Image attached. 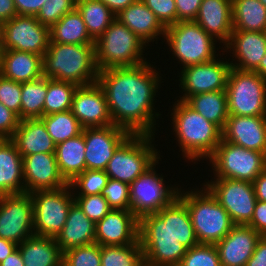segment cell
I'll list each match as a JSON object with an SVG mask.
<instances>
[{"label": "cell", "instance_id": "cell-30", "mask_svg": "<svg viewBox=\"0 0 266 266\" xmlns=\"http://www.w3.org/2000/svg\"><path fill=\"white\" fill-rule=\"evenodd\" d=\"M18 249L25 266H58L63 261L55 238L32 235L23 240Z\"/></svg>", "mask_w": 266, "mask_h": 266}, {"label": "cell", "instance_id": "cell-24", "mask_svg": "<svg viewBox=\"0 0 266 266\" xmlns=\"http://www.w3.org/2000/svg\"><path fill=\"white\" fill-rule=\"evenodd\" d=\"M195 22L226 45L233 31L232 0H202Z\"/></svg>", "mask_w": 266, "mask_h": 266}, {"label": "cell", "instance_id": "cell-12", "mask_svg": "<svg viewBox=\"0 0 266 266\" xmlns=\"http://www.w3.org/2000/svg\"><path fill=\"white\" fill-rule=\"evenodd\" d=\"M158 161L130 184V210L138 219L157 213L178 196L179 186L166 187L162 174L156 173Z\"/></svg>", "mask_w": 266, "mask_h": 266}, {"label": "cell", "instance_id": "cell-31", "mask_svg": "<svg viewBox=\"0 0 266 266\" xmlns=\"http://www.w3.org/2000/svg\"><path fill=\"white\" fill-rule=\"evenodd\" d=\"M55 155L61 175L70 183L77 175L86 170L83 131L81 134L57 144Z\"/></svg>", "mask_w": 266, "mask_h": 266}, {"label": "cell", "instance_id": "cell-57", "mask_svg": "<svg viewBox=\"0 0 266 266\" xmlns=\"http://www.w3.org/2000/svg\"><path fill=\"white\" fill-rule=\"evenodd\" d=\"M18 248V244L0 238V262L3 261L7 256L14 252Z\"/></svg>", "mask_w": 266, "mask_h": 266}, {"label": "cell", "instance_id": "cell-34", "mask_svg": "<svg viewBox=\"0 0 266 266\" xmlns=\"http://www.w3.org/2000/svg\"><path fill=\"white\" fill-rule=\"evenodd\" d=\"M233 30L263 32L266 7L259 0H232Z\"/></svg>", "mask_w": 266, "mask_h": 266}, {"label": "cell", "instance_id": "cell-48", "mask_svg": "<svg viewBox=\"0 0 266 266\" xmlns=\"http://www.w3.org/2000/svg\"><path fill=\"white\" fill-rule=\"evenodd\" d=\"M167 28L177 23L175 0H141Z\"/></svg>", "mask_w": 266, "mask_h": 266}, {"label": "cell", "instance_id": "cell-10", "mask_svg": "<svg viewBox=\"0 0 266 266\" xmlns=\"http://www.w3.org/2000/svg\"><path fill=\"white\" fill-rule=\"evenodd\" d=\"M208 160L214 167L216 178L251 183L266 168V155L263 152L248 150L223 139Z\"/></svg>", "mask_w": 266, "mask_h": 266}, {"label": "cell", "instance_id": "cell-14", "mask_svg": "<svg viewBox=\"0 0 266 266\" xmlns=\"http://www.w3.org/2000/svg\"><path fill=\"white\" fill-rule=\"evenodd\" d=\"M204 185L228 212L234 225H248L250 223L257 202L253 183L216 178Z\"/></svg>", "mask_w": 266, "mask_h": 266}, {"label": "cell", "instance_id": "cell-4", "mask_svg": "<svg viewBox=\"0 0 266 266\" xmlns=\"http://www.w3.org/2000/svg\"><path fill=\"white\" fill-rule=\"evenodd\" d=\"M173 106L170 118L183 157L192 162L208 159L221 142L222 130L184 101L177 100Z\"/></svg>", "mask_w": 266, "mask_h": 266}, {"label": "cell", "instance_id": "cell-21", "mask_svg": "<svg viewBox=\"0 0 266 266\" xmlns=\"http://www.w3.org/2000/svg\"><path fill=\"white\" fill-rule=\"evenodd\" d=\"M222 139L266 155V115H229L222 130Z\"/></svg>", "mask_w": 266, "mask_h": 266}, {"label": "cell", "instance_id": "cell-5", "mask_svg": "<svg viewBox=\"0 0 266 266\" xmlns=\"http://www.w3.org/2000/svg\"><path fill=\"white\" fill-rule=\"evenodd\" d=\"M183 191L179 188L178 197L187 206L198 243L216 244L223 239L234 224L217 198L205 185L202 190Z\"/></svg>", "mask_w": 266, "mask_h": 266}, {"label": "cell", "instance_id": "cell-63", "mask_svg": "<svg viewBox=\"0 0 266 266\" xmlns=\"http://www.w3.org/2000/svg\"><path fill=\"white\" fill-rule=\"evenodd\" d=\"M1 38H0V60H1Z\"/></svg>", "mask_w": 266, "mask_h": 266}, {"label": "cell", "instance_id": "cell-18", "mask_svg": "<svg viewBox=\"0 0 266 266\" xmlns=\"http://www.w3.org/2000/svg\"><path fill=\"white\" fill-rule=\"evenodd\" d=\"M71 111L83 128L106 127L113 124L106 96L98 82L77 87Z\"/></svg>", "mask_w": 266, "mask_h": 266}, {"label": "cell", "instance_id": "cell-46", "mask_svg": "<svg viewBox=\"0 0 266 266\" xmlns=\"http://www.w3.org/2000/svg\"><path fill=\"white\" fill-rule=\"evenodd\" d=\"M74 200L83 213L95 224L111 210L108 201L102 194L74 196Z\"/></svg>", "mask_w": 266, "mask_h": 266}, {"label": "cell", "instance_id": "cell-60", "mask_svg": "<svg viewBox=\"0 0 266 266\" xmlns=\"http://www.w3.org/2000/svg\"><path fill=\"white\" fill-rule=\"evenodd\" d=\"M266 7V0H259Z\"/></svg>", "mask_w": 266, "mask_h": 266}, {"label": "cell", "instance_id": "cell-47", "mask_svg": "<svg viewBox=\"0 0 266 266\" xmlns=\"http://www.w3.org/2000/svg\"><path fill=\"white\" fill-rule=\"evenodd\" d=\"M0 102L20 118L21 83L7 79L0 74Z\"/></svg>", "mask_w": 266, "mask_h": 266}, {"label": "cell", "instance_id": "cell-53", "mask_svg": "<svg viewBox=\"0 0 266 266\" xmlns=\"http://www.w3.org/2000/svg\"><path fill=\"white\" fill-rule=\"evenodd\" d=\"M246 266H266V236L257 241L255 250Z\"/></svg>", "mask_w": 266, "mask_h": 266}, {"label": "cell", "instance_id": "cell-28", "mask_svg": "<svg viewBox=\"0 0 266 266\" xmlns=\"http://www.w3.org/2000/svg\"><path fill=\"white\" fill-rule=\"evenodd\" d=\"M22 158L11 139H0V196L25 193Z\"/></svg>", "mask_w": 266, "mask_h": 266}, {"label": "cell", "instance_id": "cell-50", "mask_svg": "<svg viewBox=\"0 0 266 266\" xmlns=\"http://www.w3.org/2000/svg\"><path fill=\"white\" fill-rule=\"evenodd\" d=\"M202 0H175L177 22L195 21Z\"/></svg>", "mask_w": 266, "mask_h": 266}, {"label": "cell", "instance_id": "cell-38", "mask_svg": "<svg viewBox=\"0 0 266 266\" xmlns=\"http://www.w3.org/2000/svg\"><path fill=\"white\" fill-rule=\"evenodd\" d=\"M48 134L57 145L82 133L83 127L71 110L52 113L40 118Z\"/></svg>", "mask_w": 266, "mask_h": 266}, {"label": "cell", "instance_id": "cell-23", "mask_svg": "<svg viewBox=\"0 0 266 266\" xmlns=\"http://www.w3.org/2000/svg\"><path fill=\"white\" fill-rule=\"evenodd\" d=\"M224 47L226 51H233V60L237 59L238 63L230 61L231 67L255 71L266 54V39L263 32L233 30Z\"/></svg>", "mask_w": 266, "mask_h": 266}, {"label": "cell", "instance_id": "cell-7", "mask_svg": "<svg viewBox=\"0 0 266 266\" xmlns=\"http://www.w3.org/2000/svg\"><path fill=\"white\" fill-rule=\"evenodd\" d=\"M153 139V140H152ZM153 135L131 134L114 152L105 169L110 179L129 185L158 159Z\"/></svg>", "mask_w": 266, "mask_h": 266}, {"label": "cell", "instance_id": "cell-41", "mask_svg": "<svg viewBox=\"0 0 266 266\" xmlns=\"http://www.w3.org/2000/svg\"><path fill=\"white\" fill-rule=\"evenodd\" d=\"M108 179L105 170L86 169L77 175L69 185L72 189L80 190L77 191V194L73 193L74 196L101 194Z\"/></svg>", "mask_w": 266, "mask_h": 266}, {"label": "cell", "instance_id": "cell-9", "mask_svg": "<svg viewBox=\"0 0 266 266\" xmlns=\"http://www.w3.org/2000/svg\"><path fill=\"white\" fill-rule=\"evenodd\" d=\"M226 92L229 115H266V81L255 71L231 67Z\"/></svg>", "mask_w": 266, "mask_h": 266}, {"label": "cell", "instance_id": "cell-59", "mask_svg": "<svg viewBox=\"0 0 266 266\" xmlns=\"http://www.w3.org/2000/svg\"><path fill=\"white\" fill-rule=\"evenodd\" d=\"M266 81V54L260 61L259 67L255 70Z\"/></svg>", "mask_w": 266, "mask_h": 266}, {"label": "cell", "instance_id": "cell-49", "mask_svg": "<svg viewBox=\"0 0 266 266\" xmlns=\"http://www.w3.org/2000/svg\"><path fill=\"white\" fill-rule=\"evenodd\" d=\"M20 121L15 112L0 102V139H11Z\"/></svg>", "mask_w": 266, "mask_h": 266}, {"label": "cell", "instance_id": "cell-40", "mask_svg": "<svg viewBox=\"0 0 266 266\" xmlns=\"http://www.w3.org/2000/svg\"><path fill=\"white\" fill-rule=\"evenodd\" d=\"M101 266H145L139 239L129 245L101 246Z\"/></svg>", "mask_w": 266, "mask_h": 266}, {"label": "cell", "instance_id": "cell-32", "mask_svg": "<svg viewBox=\"0 0 266 266\" xmlns=\"http://www.w3.org/2000/svg\"><path fill=\"white\" fill-rule=\"evenodd\" d=\"M184 102L221 130L224 129L229 116L226 90L192 95Z\"/></svg>", "mask_w": 266, "mask_h": 266}, {"label": "cell", "instance_id": "cell-52", "mask_svg": "<svg viewBox=\"0 0 266 266\" xmlns=\"http://www.w3.org/2000/svg\"><path fill=\"white\" fill-rule=\"evenodd\" d=\"M46 0H14L17 15L36 16Z\"/></svg>", "mask_w": 266, "mask_h": 266}, {"label": "cell", "instance_id": "cell-29", "mask_svg": "<svg viewBox=\"0 0 266 266\" xmlns=\"http://www.w3.org/2000/svg\"><path fill=\"white\" fill-rule=\"evenodd\" d=\"M11 140L22 157L36 153H55L56 144L41 119L21 120Z\"/></svg>", "mask_w": 266, "mask_h": 266}, {"label": "cell", "instance_id": "cell-26", "mask_svg": "<svg viewBox=\"0 0 266 266\" xmlns=\"http://www.w3.org/2000/svg\"><path fill=\"white\" fill-rule=\"evenodd\" d=\"M116 19L126 25L146 45L157 40L160 35L165 38L166 28L141 0H136L122 10L116 15Z\"/></svg>", "mask_w": 266, "mask_h": 266}, {"label": "cell", "instance_id": "cell-8", "mask_svg": "<svg viewBox=\"0 0 266 266\" xmlns=\"http://www.w3.org/2000/svg\"><path fill=\"white\" fill-rule=\"evenodd\" d=\"M165 40L183 68L211 61L216 55L215 38L195 21L177 22L166 28Z\"/></svg>", "mask_w": 266, "mask_h": 266}, {"label": "cell", "instance_id": "cell-61", "mask_svg": "<svg viewBox=\"0 0 266 266\" xmlns=\"http://www.w3.org/2000/svg\"><path fill=\"white\" fill-rule=\"evenodd\" d=\"M58 266H67L63 261Z\"/></svg>", "mask_w": 266, "mask_h": 266}, {"label": "cell", "instance_id": "cell-43", "mask_svg": "<svg viewBox=\"0 0 266 266\" xmlns=\"http://www.w3.org/2000/svg\"><path fill=\"white\" fill-rule=\"evenodd\" d=\"M63 262L67 266H101V245L92 243L63 252Z\"/></svg>", "mask_w": 266, "mask_h": 266}, {"label": "cell", "instance_id": "cell-36", "mask_svg": "<svg viewBox=\"0 0 266 266\" xmlns=\"http://www.w3.org/2000/svg\"><path fill=\"white\" fill-rule=\"evenodd\" d=\"M47 77L21 83L20 120L40 119L43 117Z\"/></svg>", "mask_w": 266, "mask_h": 266}, {"label": "cell", "instance_id": "cell-51", "mask_svg": "<svg viewBox=\"0 0 266 266\" xmlns=\"http://www.w3.org/2000/svg\"><path fill=\"white\" fill-rule=\"evenodd\" d=\"M248 226L254 228L261 236H266V202L257 200Z\"/></svg>", "mask_w": 266, "mask_h": 266}, {"label": "cell", "instance_id": "cell-25", "mask_svg": "<svg viewBox=\"0 0 266 266\" xmlns=\"http://www.w3.org/2000/svg\"><path fill=\"white\" fill-rule=\"evenodd\" d=\"M0 74L19 83L37 80L43 77V57L32 52L2 49Z\"/></svg>", "mask_w": 266, "mask_h": 266}, {"label": "cell", "instance_id": "cell-35", "mask_svg": "<svg viewBox=\"0 0 266 266\" xmlns=\"http://www.w3.org/2000/svg\"><path fill=\"white\" fill-rule=\"evenodd\" d=\"M89 36L96 41L116 19V15L100 0H77Z\"/></svg>", "mask_w": 266, "mask_h": 266}, {"label": "cell", "instance_id": "cell-3", "mask_svg": "<svg viewBox=\"0 0 266 266\" xmlns=\"http://www.w3.org/2000/svg\"><path fill=\"white\" fill-rule=\"evenodd\" d=\"M138 239L145 266H178L187 251L172 235L171 203L139 219Z\"/></svg>", "mask_w": 266, "mask_h": 266}, {"label": "cell", "instance_id": "cell-42", "mask_svg": "<svg viewBox=\"0 0 266 266\" xmlns=\"http://www.w3.org/2000/svg\"><path fill=\"white\" fill-rule=\"evenodd\" d=\"M178 266H221L215 244L198 243L187 249Z\"/></svg>", "mask_w": 266, "mask_h": 266}, {"label": "cell", "instance_id": "cell-27", "mask_svg": "<svg viewBox=\"0 0 266 266\" xmlns=\"http://www.w3.org/2000/svg\"><path fill=\"white\" fill-rule=\"evenodd\" d=\"M95 226L96 224L74 202L69 209L64 227L55 238L61 252L95 243Z\"/></svg>", "mask_w": 266, "mask_h": 266}, {"label": "cell", "instance_id": "cell-11", "mask_svg": "<svg viewBox=\"0 0 266 266\" xmlns=\"http://www.w3.org/2000/svg\"><path fill=\"white\" fill-rule=\"evenodd\" d=\"M70 185L55 190L30 193L33 203L34 235L56 238L65 225L69 209L75 202Z\"/></svg>", "mask_w": 266, "mask_h": 266}, {"label": "cell", "instance_id": "cell-33", "mask_svg": "<svg viewBox=\"0 0 266 266\" xmlns=\"http://www.w3.org/2000/svg\"><path fill=\"white\" fill-rule=\"evenodd\" d=\"M50 42L62 44H94L77 8L65 14L50 27Z\"/></svg>", "mask_w": 266, "mask_h": 266}, {"label": "cell", "instance_id": "cell-44", "mask_svg": "<svg viewBox=\"0 0 266 266\" xmlns=\"http://www.w3.org/2000/svg\"><path fill=\"white\" fill-rule=\"evenodd\" d=\"M76 2L77 0H46L35 17L41 24L51 27L65 14L74 10Z\"/></svg>", "mask_w": 266, "mask_h": 266}, {"label": "cell", "instance_id": "cell-19", "mask_svg": "<svg viewBox=\"0 0 266 266\" xmlns=\"http://www.w3.org/2000/svg\"><path fill=\"white\" fill-rule=\"evenodd\" d=\"M22 162L25 193L55 190L69 185L59 171L55 153L24 156Z\"/></svg>", "mask_w": 266, "mask_h": 266}, {"label": "cell", "instance_id": "cell-17", "mask_svg": "<svg viewBox=\"0 0 266 266\" xmlns=\"http://www.w3.org/2000/svg\"><path fill=\"white\" fill-rule=\"evenodd\" d=\"M86 169L105 170L117 148L131 135L126 129L109 125L83 128Z\"/></svg>", "mask_w": 266, "mask_h": 266}, {"label": "cell", "instance_id": "cell-15", "mask_svg": "<svg viewBox=\"0 0 266 266\" xmlns=\"http://www.w3.org/2000/svg\"><path fill=\"white\" fill-rule=\"evenodd\" d=\"M33 203L29 193L0 196V238L20 244L34 235Z\"/></svg>", "mask_w": 266, "mask_h": 266}, {"label": "cell", "instance_id": "cell-2", "mask_svg": "<svg viewBox=\"0 0 266 266\" xmlns=\"http://www.w3.org/2000/svg\"><path fill=\"white\" fill-rule=\"evenodd\" d=\"M98 75L94 44L49 43L43 56L44 77L83 86L97 82Z\"/></svg>", "mask_w": 266, "mask_h": 266}, {"label": "cell", "instance_id": "cell-16", "mask_svg": "<svg viewBox=\"0 0 266 266\" xmlns=\"http://www.w3.org/2000/svg\"><path fill=\"white\" fill-rule=\"evenodd\" d=\"M231 64L217 59L182 68L179 75L180 85L184 94L179 97L185 101L189 96L213 91L226 90Z\"/></svg>", "mask_w": 266, "mask_h": 266}, {"label": "cell", "instance_id": "cell-58", "mask_svg": "<svg viewBox=\"0 0 266 266\" xmlns=\"http://www.w3.org/2000/svg\"><path fill=\"white\" fill-rule=\"evenodd\" d=\"M0 266H25L19 249L17 248L3 261H1Z\"/></svg>", "mask_w": 266, "mask_h": 266}, {"label": "cell", "instance_id": "cell-20", "mask_svg": "<svg viewBox=\"0 0 266 266\" xmlns=\"http://www.w3.org/2000/svg\"><path fill=\"white\" fill-rule=\"evenodd\" d=\"M139 219L131 210L111 209L95 226V243L101 246L134 244L138 240Z\"/></svg>", "mask_w": 266, "mask_h": 266}, {"label": "cell", "instance_id": "cell-39", "mask_svg": "<svg viewBox=\"0 0 266 266\" xmlns=\"http://www.w3.org/2000/svg\"><path fill=\"white\" fill-rule=\"evenodd\" d=\"M171 232L187 249L198 244L187 206L178 196L171 202Z\"/></svg>", "mask_w": 266, "mask_h": 266}, {"label": "cell", "instance_id": "cell-37", "mask_svg": "<svg viewBox=\"0 0 266 266\" xmlns=\"http://www.w3.org/2000/svg\"><path fill=\"white\" fill-rule=\"evenodd\" d=\"M77 85L67 81L47 78V94L45 96L43 116L71 110Z\"/></svg>", "mask_w": 266, "mask_h": 266}, {"label": "cell", "instance_id": "cell-22", "mask_svg": "<svg viewBox=\"0 0 266 266\" xmlns=\"http://www.w3.org/2000/svg\"><path fill=\"white\" fill-rule=\"evenodd\" d=\"M261 235L248 225H234L229 233L215 244L221 266H246Z\"/></svg>", "mask_w": 266, "mask_h": 266}, {"label": "cell", "instance_id": "cell-54", "mask_svg": "<svg viewBox=\"0 0 266 266\" xmlns=\"http://www.w3.org/2000/svg\"><path fill=\"white\" fill-rule=\"evenodd\" d=\"M16 15L14 0H0V25Z\"/></svg>", "mask_w": 266, "mask_h": 266}, {"label": "cell", "instance_id": "cell-62", "mask_svg": "<svg viewBox=\"0 0 266 266\" xmlns=\"http://www.w3.org/2000/svg\"><path fill=\"white\" fill-rule=\"evenodd\" d=\"M263 34H264L265 39H266V27H265V29L263 30Z\"/></svg>", "mask_w": 266, "mask_h": 266}, {"label": "cell", "instance_id": "cell-1", "mask_svg": "<svg viewBox=\"0 0 266 266\" xmlns=\"http://www.w3.org/2000/svg\"><path fill=\"white\" fill-rule=\"evenodd\" d=\"M151 66L146 61L137 66L99 71L97 82L106 96L113 125L131 134L154 136L155 118L161 115L153 111V104L162 77Z\"/></svg>", "mask_w": 266, "mask_h": 266}, {"label": "cell", "instance_id": "cell-55", "mask_svg": "<svg viewBox=\"0 0 266 266\" xmlns=\"http://www.w3.org/2000/svg\"><path fill=\"white\" fill-rule=\"evenodd\" d=\"M253 185L256 199L266 202V168L256 177Z\"/></svg>", "mask_w": 266, "mask_h": 266}, {"label": "cell", "instance_id": "cell-6", "mask_svg": "<svg viewBox=\"0 0 266 266\" xmlns=\"http://www.w3.org/2000/svg\"><path fill=\"white\" fill-rule=\"evenodd\" d=\"M146 46L126 25L115 19L94 42L98 70L140 65L146 62L142 56Z\"/></svg>", "mask_w": 266, "mask_h": 266}, {"label": "cell", "instance_id": "cell-13", "mask_svg": "<svg viewBox=\"0 0 266 266\" xmlns=\"http://www.w3.org/2000/svg\"><path fill=\"white\" fill-rule=\"evenodd\" d=\"M1 49L44 56L50 43V27L35 16L16 15L0 25Z\"/></svg>", "mask_w": 266, "mask_h": 266}, {"label": "cell", "instance_id": "cell-45", "mask_svg": "<svg viewBox=\"0 0 266 266\" xmlns=\"http://www.w3.org/2000/svg\"><path fill=\"white\" fill-rule=\"evenodd\" d=\"M111 209L130 210V185L128 183L108 179L101 193Z\"/></svg>", "mask_w": 266, "mask_h": 266}, {"label": "cell", "instance_id": "cell-56", "mask_svg": "<svg viewBox=\"0 0 266 266\" xmlns=\"http://www.w3.org/2000/svg\"><path fill=\"white\" fill-rule=\"evenodd\" d=\"M103 2L115 15L134 3L136 0H100Z\"/></svg>", "mask_w": 266, "mask_h": 266}]
</instances>
